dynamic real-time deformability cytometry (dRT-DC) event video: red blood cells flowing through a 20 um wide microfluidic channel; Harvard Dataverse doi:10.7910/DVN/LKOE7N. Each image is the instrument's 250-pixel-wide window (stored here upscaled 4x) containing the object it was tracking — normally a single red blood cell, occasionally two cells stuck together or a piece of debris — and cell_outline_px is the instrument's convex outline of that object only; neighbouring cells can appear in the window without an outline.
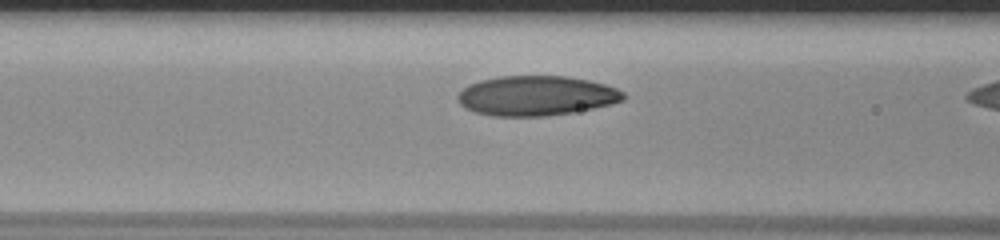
{"species": "human", "species_latin": "Homo sapiens", "temperature_condition": "room temperature", "stored_images_in_passage": 9, "camera_frame_rate_fps": 3000, "um_per_image_px": 0.085, "donor": {"sex": "male"}, "frame": {"image": 1, "passage_image": 7, "time_ms": 2.0, "image_size_px": [1000, 240], "cell_outline_px": [[624, 100], [612, 104], [572, 112], [548, 116], [492, 116], [476, 112], [464, 108], [460, 104], [456, 96], [468, 84], [480, 80], [500, 76], [568, 76], [588, 80], [604, 84], [616, 88], [624, 92]], "centroid_in_image_um": [45.56, 8.13], "position_along_channel_um": 121.0, "area_um2": 38.49}}